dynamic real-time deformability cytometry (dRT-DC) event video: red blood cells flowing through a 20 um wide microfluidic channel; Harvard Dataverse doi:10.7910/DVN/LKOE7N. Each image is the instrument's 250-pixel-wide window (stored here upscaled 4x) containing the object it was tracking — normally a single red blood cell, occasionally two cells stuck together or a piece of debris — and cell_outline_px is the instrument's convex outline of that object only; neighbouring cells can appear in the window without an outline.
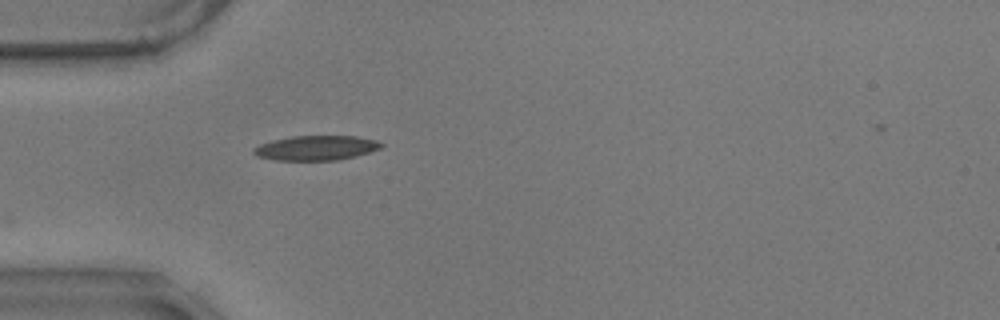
{"species": "common noctule bat (a hibernating species)", "species_latin": "Nyctalus noctula", "temperature_condition": "warm", "stored_images_in_passage": 5, "camera_frame_rate_fps": 3000, "um_per_image_px": 0.085, "animal": {"sex": "male", "body_mass_g": 17.9}, "frame": {"image": 1, "passage_image": 1, "time_ms": 0.0, "image_size_px": [1000, 320], "cell_outline_px": [[384, 144], [380, 148], [356, 156], [340, 160], [272, 160], [256, 156], [252, 152], [252, 148], [260, 144], [272, 140], [292, 136], [356, 136], [376, 140]], "centroid_in_image_um": [26.83, 12.57], "position_along_channel_um": 58.2, "area_um2": 18.44}}